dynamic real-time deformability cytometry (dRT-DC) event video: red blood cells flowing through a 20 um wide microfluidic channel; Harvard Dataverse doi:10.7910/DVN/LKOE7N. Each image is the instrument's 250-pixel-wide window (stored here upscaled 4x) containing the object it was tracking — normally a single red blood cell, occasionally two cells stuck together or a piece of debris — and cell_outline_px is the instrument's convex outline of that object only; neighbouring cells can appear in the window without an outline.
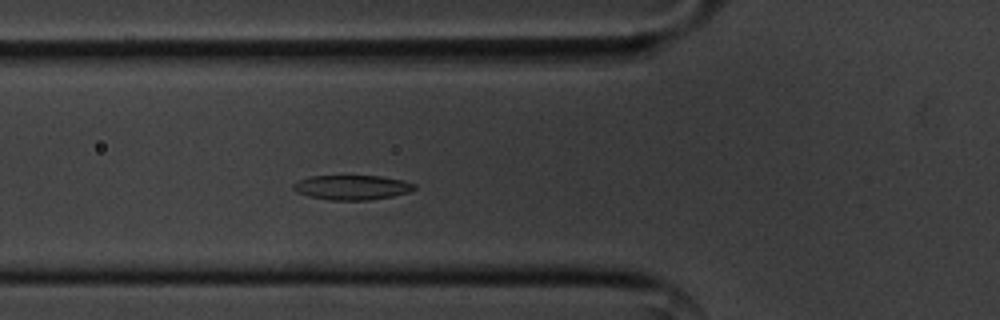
{"species": "common noctule bat (a hibernating species)", "species_latin": "Nyctalus noctula", "temperature_condition": "cold", "stored_images_in_passage": 51, "camera_frame_rate_fps": 3000, "um_per_image_px": 0.085, "animal": {"sex": "male", "body_mass_g": 20.1, "forearm_length_mm": 53.5}, "frame": {"image": 1, "passage_image": 15, "time_ms": 4.667, "image_size_px": [1000, 320], "cell_outline_px": [[416, 188], [408, 192], [392, 196], [368, 200], [332, 200], [308, 196], [296, 192], [292, 188], [292, 184], [296, 180], [308, 176], [380, 176], [404, 180], [416, 184]], "centroid_in_image_um": [29.88, 15.92], "position_along_channel_um": 95.9, "area_um2": 17.51}}
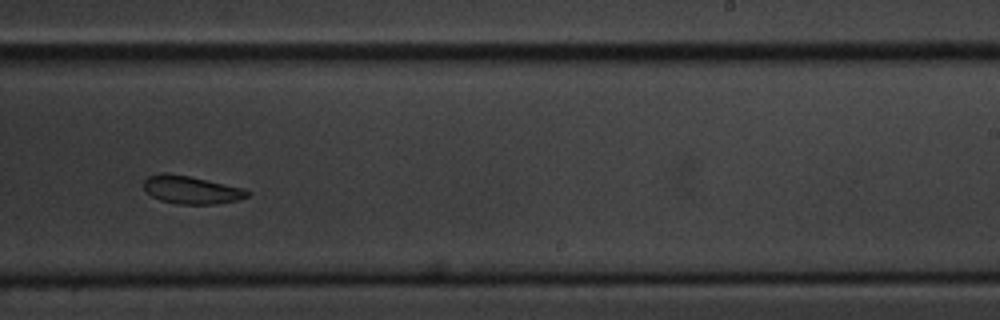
{"frame": {"image": 2, "passage_image": 30, "time_ms": 9.667, "image_size_px": [1000, 320], "cell_outline_px": [[248, 196], [236, 200], [216, 204], [176, 204], [160, 200], [152, 196], [144, 188], [144, 180], [148, 176], [160, 172], [168, 172], [188, 176], [244, 188], [248, 192]], "centroid_in_image_um": [16.21, 16.13], "position_along_channel_um": 272.8, "area_um2": 16.76}}
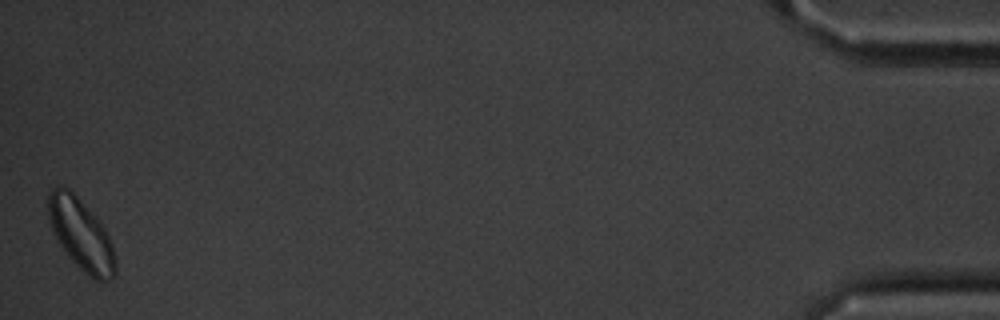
{"frame": {"image": 3, "passage_image": 51, "time_ms": 16.667, "image_size_px": [1000, 320], "cell_outline_px": [[116, 272], [108, 280], [96, 280], [84, 272], [64, 252], [52, 232], [48, 220], [48, 192], [52, 188], [60, 184], [68, 188], [100, 220], [112, 244], [116, 260]], "centroid_in_image_um": [6.86, 19.89], "position_along_channel_um": 428.3, "area_um2": 27.98}}